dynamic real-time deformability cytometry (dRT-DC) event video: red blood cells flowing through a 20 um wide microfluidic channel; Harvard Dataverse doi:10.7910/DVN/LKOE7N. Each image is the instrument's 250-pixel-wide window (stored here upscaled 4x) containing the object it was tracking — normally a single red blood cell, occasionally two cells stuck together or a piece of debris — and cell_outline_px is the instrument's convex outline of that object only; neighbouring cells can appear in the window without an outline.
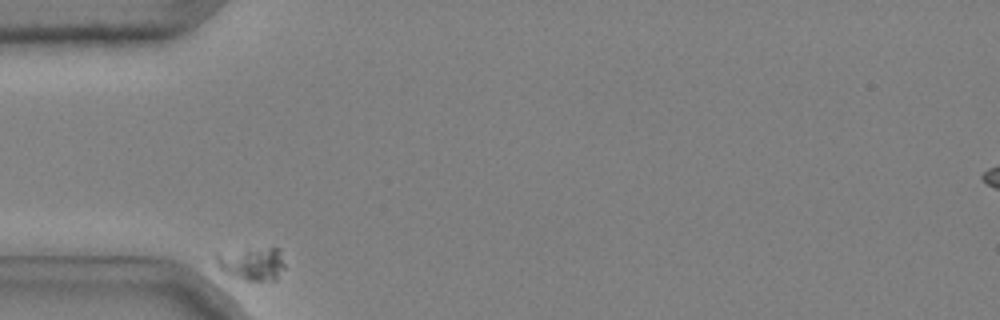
{"species": "common noctule bat (a hibernating species)", "species_latin": "Nyctalus noctula", "temperature_condition": "cold", "stored_images_in_passage": 35, "camera_frame_rate_fps": 3000, "um_per_image_px": 0.085, "animal": {"sex": "male", "body_mass_g": 20.4}, "frame": {"image": 1, "passage_image": 1, "time_ms": 0.0, "image_size_px": [1000, 320], "cell_outline_px": [[284, 268], [276, 280], [244, 280], [224, 272], [216, 264], [212, 256], [216, 252], [268, 248], [280, 248], [284, 264]], "centroid_in_image_um": [21.38, 22.4], "position_along_channel_um": 63.6, "area_um2": 13.29}}
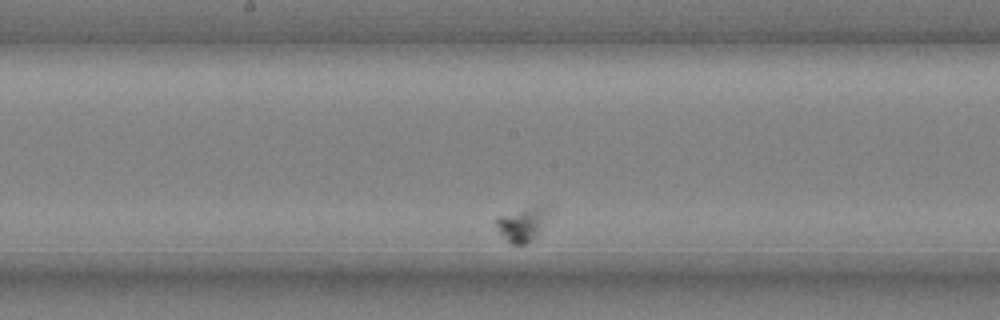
{"frame": {"image": 2, "passage_image": 18, "time_ms": 5.667, "image_size_px": [1000, 320], "cell_outline_px": [[556, 208], [536, 232], [524, 244], [512, 244], [500, 232], [496, 224], [496, 216], [540, 204], [548, 204]], "centroid_in_image_um": [44.48, 18.93], "position_along_channel_um": 203.7, "area_um2": 10.35}}
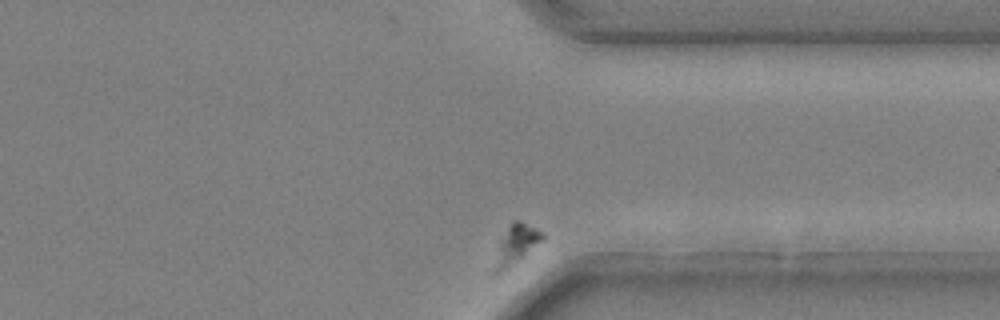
{"frame": {"image": 3, "passage_image": 35, "time_ms": 11.333, "image_size_px": [1000, 320], "cell_outline_px": [[544, 236], [540, 240], [504, 272], [496, 276], [492, 276], [488, 272], [500, 240], [508, 228], [516, 220], [520, 220], [544, 232]], "centroid_in_image_um": [43.71, 20.91], "position_along_channel_um": 367.7, "area_um2": 10.98}}